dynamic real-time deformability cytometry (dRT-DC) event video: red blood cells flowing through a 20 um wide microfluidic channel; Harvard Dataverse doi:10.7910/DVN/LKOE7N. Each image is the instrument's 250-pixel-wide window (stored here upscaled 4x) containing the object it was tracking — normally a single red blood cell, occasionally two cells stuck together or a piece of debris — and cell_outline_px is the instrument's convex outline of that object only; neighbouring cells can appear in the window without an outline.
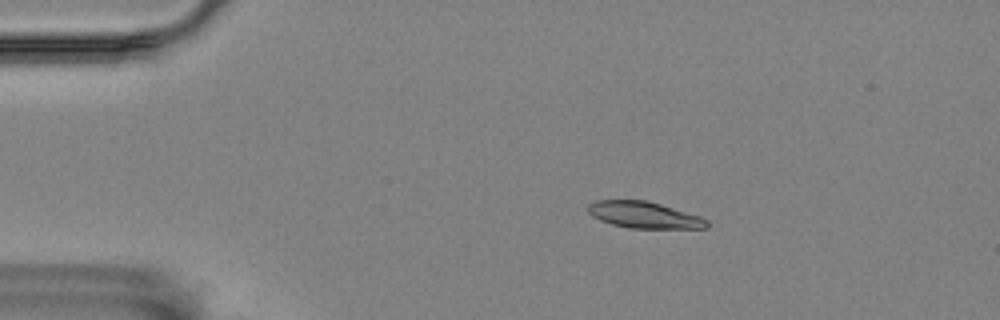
{"species": "Egyptian fruit bat (a non-hibernating species)", "species_latin": "Rousettus aegyptiacus", "temperature_condition": "room temperature", "stored_images_in_passage": 58, "camera_frame_rate_fps": 3000, "um_per_image_px": 0.085, "animal": {"sex": "female"}, "frame": {"image": 1, "passage_image": 11, "time_ms": 3.333, "image_size_px": [1000, 320], "cell_outline_px": [[708, 228], [628, 228], [612, 224], [600, 220], [592, 216], [588, 212], [588, 204], [596, 200], [644, 200], [660, 204], [700, 216], [708, 220]], "centroid_in_image_um": [54.73, 18.27], "position_along_channel_um": 30.3, "area_um2": 18.26}}
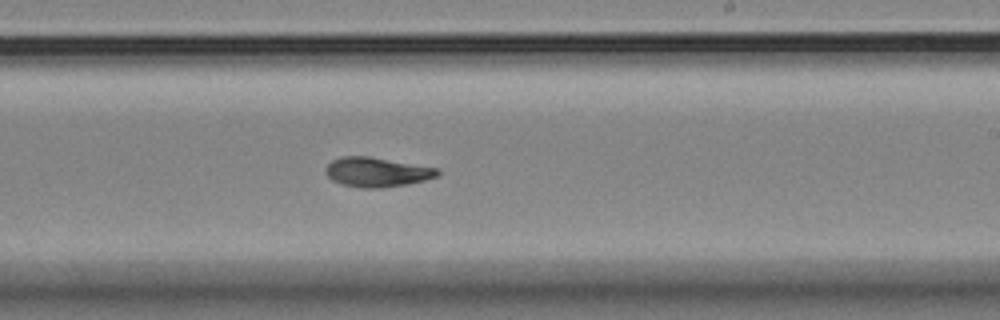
{"frame": {"image": 2, "passage_image": 35, "time_ms": 11.333, "image_size_px": [1000, 320], "cell_outline_px": [[440, 176], [408, 184], [380, 188], [360, 188], [340, 184], [332, 180], [324, 172], [324, 168], [332, 160], [340, 156], [368, 156], [436, 168], [440, 172]], "centroid_in_image_um": [31.99, 14.63], "position_along_channel_um": 257.0, "area_um2": 19.31}}
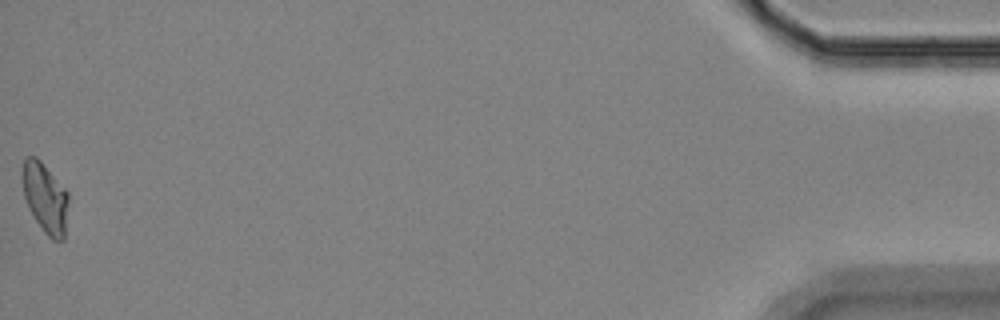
{"frame": {"image": 3, "passage_image": 58, "time_ms": 19.0, "image_size_px": [1000, 320], "cell_outline_px": [[68, 204], [64, 240], [52, 240], [44, 232], [28, 208], [24, 196], [20, 176], [20, 172], [24, 160], [28, 156], [36, 156], [40, 160], [68, 192]], "centroid_in_image_um": [3.81, 16.79], "position_along_channel_um": 431.4, "area_um2": 18.96}, "authors_computed_cell_mechanics": {"area_um2": 19.0451, "velocity_mm_per_s": 3.4854, "shape_relaxation_time_tau1_ms": 6.3567, "shape_relaxation_time_tau2_ms": 2.5102, "deformation_change_tau1": 0.1796, "deformation_change_tau2": 0.0756}}